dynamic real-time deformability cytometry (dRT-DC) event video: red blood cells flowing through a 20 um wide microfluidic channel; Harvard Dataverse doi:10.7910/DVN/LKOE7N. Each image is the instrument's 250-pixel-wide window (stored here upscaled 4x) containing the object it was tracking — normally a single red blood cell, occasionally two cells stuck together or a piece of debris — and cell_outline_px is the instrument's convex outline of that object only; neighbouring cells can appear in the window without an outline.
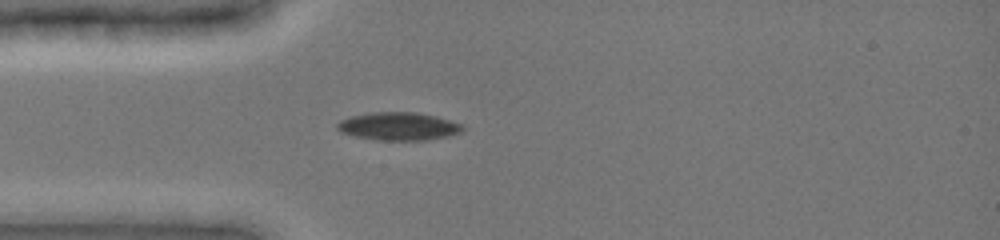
{"species": "common noctule bat (a hibernating species)", "species_latin": "Nyctalus noctula", "temperature_condition": "cold", "stored_images_in_passage": 4, "camera_frame_rate_fps": 3000, "um_per_image_px": 0.085, "animal": {"sex": "female", "body_mass_g": 19.0, "forearm_length_mm": 51.5}, "frame": {"image": 1, "passage_image": 2, "time_ms": 0.667, "image_size_px": [1000, 240], "cell_outline_px": [[464, 128], [460, 132], [448, 136], [424, 140], [376, 140], [356, 136], [340, 132], [336, 128], [336, 124], [340, 120], [348, 116], [372, 112], [416, 112], [436, 116], [464, 124]], "centroid_in_image_um": [33.85, 10.72], "position_along_channel_um": 51.1, "area_um2": 20.58}}
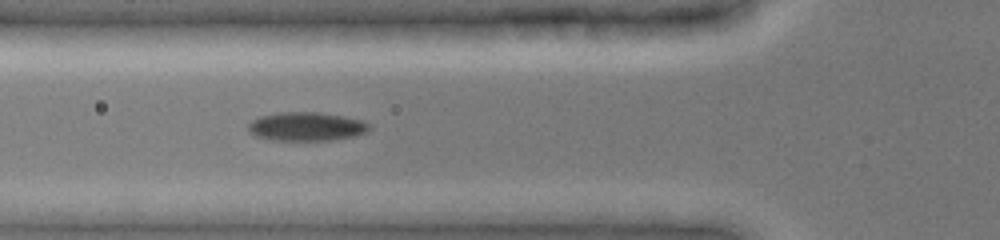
{"frame": {"image": 2, "passage_image": 4, "time_ms": 2.0, "image_size_px": [1000, 240], "cell_outline_px": [[372, 128], [368, 132], [356, 136], [332, 140], [272, 140], [256, 136], [248, 132], [248, 124], [252, 120], [260, 116], [280, 112], [316, 112], [344, 116], [360, 120], [368, 124]], "centroid_in_image_um": [26.04, 10.76], "position_along_channel_um": 99.8, "area_um2": 20.35}}